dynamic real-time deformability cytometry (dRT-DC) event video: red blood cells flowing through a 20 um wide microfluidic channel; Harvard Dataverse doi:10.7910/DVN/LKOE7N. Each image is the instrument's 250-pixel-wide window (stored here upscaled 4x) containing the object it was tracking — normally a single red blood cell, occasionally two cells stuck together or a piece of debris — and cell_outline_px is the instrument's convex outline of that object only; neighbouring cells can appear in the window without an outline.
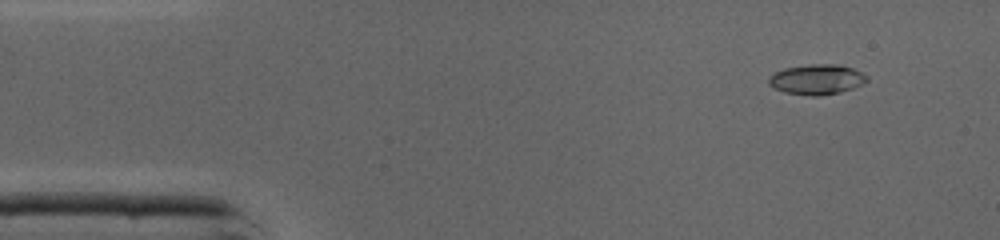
{"species": "common noctule bat (a hibernating species)", "species_latin": "Nyctalus noctula", "temperature_condition": "cold", "stored_images_in_passage": 42, "camera_frame_rate_fps": 3000, "um_per_image_px": 0.085, "animal": {"sex": "male", "body_mass_g": 19.0, "forearm_length_mm": 50.8}, "frame": {"image": 1, "passage_image": 1, "time_ms": 0.0, "image_size_px": [1000, 240], "cell_outline_px": [[868, 80], [864, 84], [840, 92], [820, 96], [812, 96], [784, 92], [768, 84], [768, 76], [784, 68], [808, 64], [840, 64], [852, 68], [868, 76]], "centroid_in_image_um": [69.43, 6.74], "position_along_channel_um": 15.6, "area_um2": 17.34}}
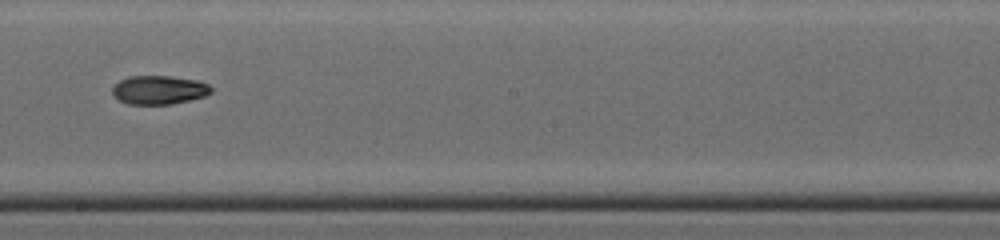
{"frame": {"image": 2, "passage_image": 22, "time_ms": 7.0, "image_size_px": [1000, 240], "cell_outline_px": [[212, 92], [204, 96], [188, 100], [168, 104], [128, 104], [120, 100], [112, 92], [112, 88], [120, 80], [128, 76], [168, 76], [196, 80], [208, 84], [212, 88]], "centroid_in_image_um": [13.51, 7.63], "position_along_channel_um": 234.7, "area_um2": 16.3}}
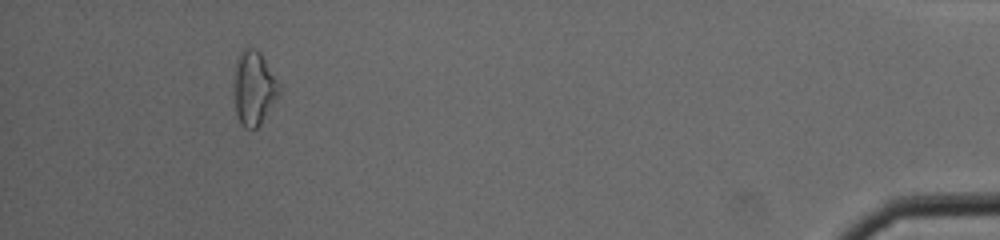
{"frame": {"image": 3, "passage_image": 39, "time_ms": 12.667, "image_size_px": [1000, 240], "cell_outline_px": [[280, 92], [260, 124], [256, 128], [244, 128], [240, 124], [236, 112], [236, 64], [244, 48], [256, 48], [260, 52], [280, 88]], "centroid_in_image_um": [21.59, 7.52], "position_along_channel_um": 413.6, "area_um2": 18.44}, "authors_computed_cell_mechanics": {"area_um2": 16.9643, "velocity_mm_per_s": 4.3902, "shape_relaxation_time_tau1_ms": 3.655, "shape_relaxation_time_tau2_ms": null, "deformation_change_tau1": 0.1314, "deformation_change_tau2": null}}